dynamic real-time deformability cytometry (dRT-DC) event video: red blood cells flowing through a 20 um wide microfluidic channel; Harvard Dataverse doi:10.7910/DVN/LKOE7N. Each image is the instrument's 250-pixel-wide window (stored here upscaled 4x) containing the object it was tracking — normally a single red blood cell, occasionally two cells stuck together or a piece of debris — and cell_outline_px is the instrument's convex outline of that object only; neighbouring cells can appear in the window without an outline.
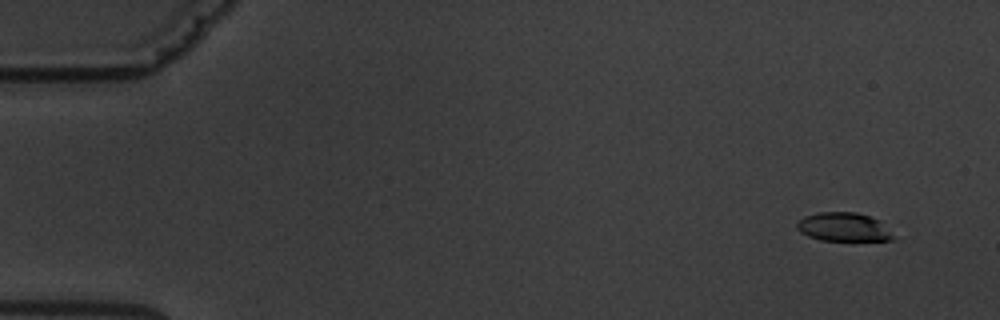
{"species": "common noctule bat (a hibernating species)", "species_latin": "Nyctalus noctula", "temperature_condition": "warm", "stored_images_in_passage": 6, "camera_frame_rate_fps": 3000, "um_per_image_px": 0.085, "animal": {"sex": "male", "body_mass_g": 19.5, "forearm_length_mm": 54.6}, "frame": {"image": 1, "passage_image": 2, "time_ms": 1.333, "image_size_px": [1000, 320], "cell_outline_px": [[896, 240], [820, 240], [808, 236], [800, 232], [796, 228], [796, 220], [804, 216], [820, 212], [856, 212], [880, 220]], "centroid_in_image_um": [71.65, 19.29], "position_along_channel_um": 13.4, "area_um2": 16.07}}
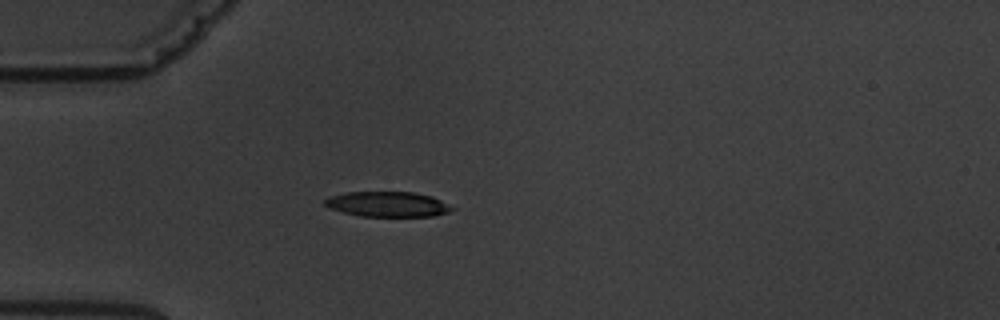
{"frame": {"image": 2, "passage_image": 6, "time_ms": 5.667, "image_size_px": [1000, 320], "cell_outline_px": [[456, 208], [448, 212], [432, 216], [360, 216], [344, 212], [332, 208], [324, 204], [324, 200], [328, 196], [348, 192], [412, 192], [432, 196]], "centroid_in_image_um": [32.96, 17.35], "position_along_channel_um": 52.0, "area_um2": 18.5}}